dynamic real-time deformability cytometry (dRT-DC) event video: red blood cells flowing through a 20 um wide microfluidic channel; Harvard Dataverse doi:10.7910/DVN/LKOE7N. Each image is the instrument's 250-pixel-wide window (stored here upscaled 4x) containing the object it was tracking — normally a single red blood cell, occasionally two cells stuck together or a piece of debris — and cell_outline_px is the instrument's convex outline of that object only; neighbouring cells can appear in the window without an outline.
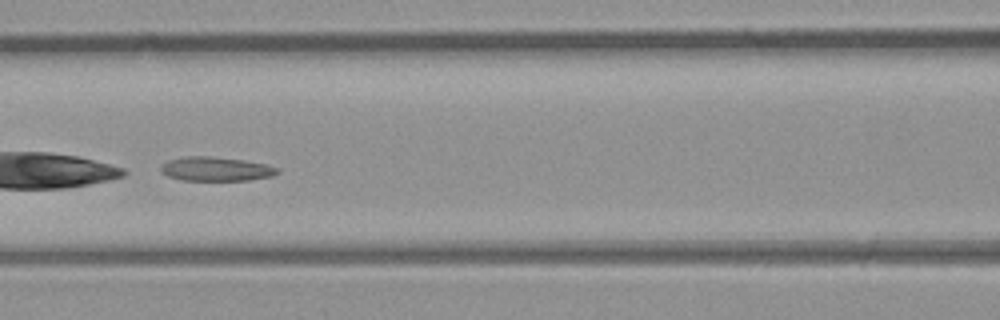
{"species": "common noctule bat (a hibernating species)", "species_latin": "Nyctalus noctula", "temperature_condition": "room temperature", "stored_images_in_passage": 6, "camera_frame_rate_fps": 3000, "um_per_image_px": 0.085, "animal": {"sex": "male", "body_mass_g": 23.1, "forearm_length_mm": 52.7}, "frame": {"image": 1, "passage_image": 6, "time_ms": 1.667, "image_size_px": [1000, 320], "cell_outline_px": [[280, 172], [272, 176], [248, 180], [180, 180], [168, 176], [160, 172], [160, 164], [168, 160], [184, 156], [212, 156], [244, 160], [268, 164], [280, 168]], "centroid_in_image_um": [18.35, 14.35], "position_along_channel_um": 148.3, "area_um2": 16.65}}